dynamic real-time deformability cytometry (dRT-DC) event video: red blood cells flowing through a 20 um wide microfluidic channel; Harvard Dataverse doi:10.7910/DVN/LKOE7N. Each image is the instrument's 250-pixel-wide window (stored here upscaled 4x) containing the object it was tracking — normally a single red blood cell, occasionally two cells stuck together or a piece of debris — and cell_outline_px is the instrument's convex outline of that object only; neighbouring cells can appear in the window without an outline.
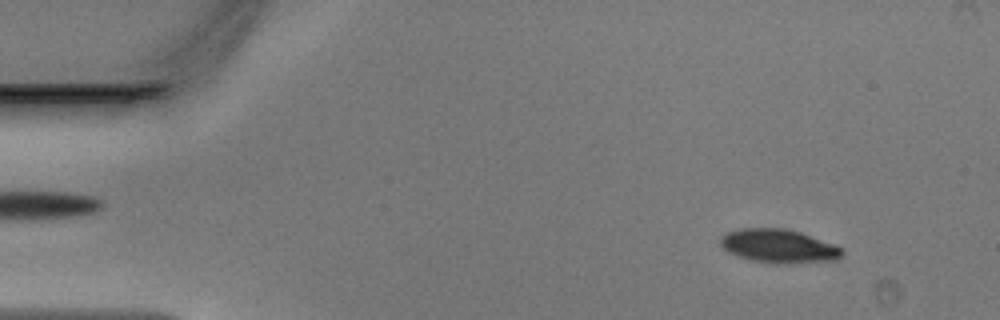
{"species": "Egyptian fruit bat (a non-hibernating species)", "species_latin": "Rousettus aegyptiacus", "temperature_condition": "warm", "stored_images_in_passage": 47, "camera_frame_rate_fps": 3000, "um_per_image_px": 0.085, "animal": {"sex": "male"}, "frame": {"image": 1, "passage_image": 4, "time_ms": 1.0, "image_size_px": [1000, 320], "cell_outline_px": [[844, 252], [836, 260], [752, 260], [728, 252], [720, 244], [720, 236], [724, 232], [740, 228], [784, 228], [800, 232], [836, 244], [844, 248]], "centroid_in_image_um": [66.15, 20.83], "position_along_channel_um": 18.8, "area_um2": 22.77}}
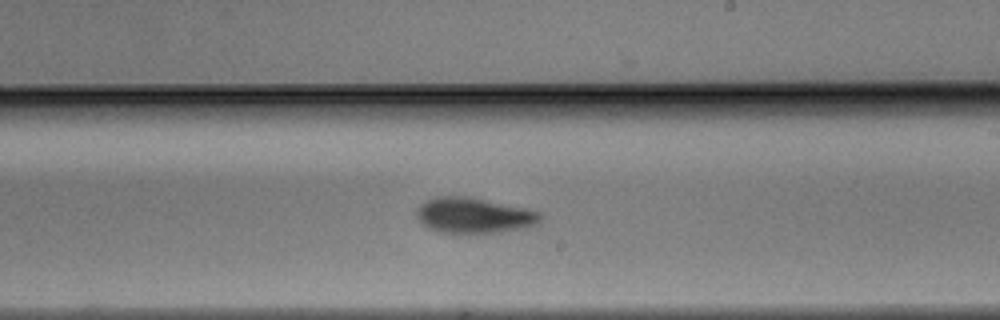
{"frame": {"image": 2, "passage_image": 27, "time_ms": 8.667, "image_size_px": [1000, 320], "cell_outline_px": [[540, 220], [536, 224], [524, 228], [500, 232], [440, 232], [424, 224], [416, 216], [416, 208], [420, 204], [436, 196], [468, 196], [524, 208], [540, 212]], "centroid_in_image_um": [40.27, 18.29], "position_along_channel_um": 248.7, "area_um2": 25.14}}
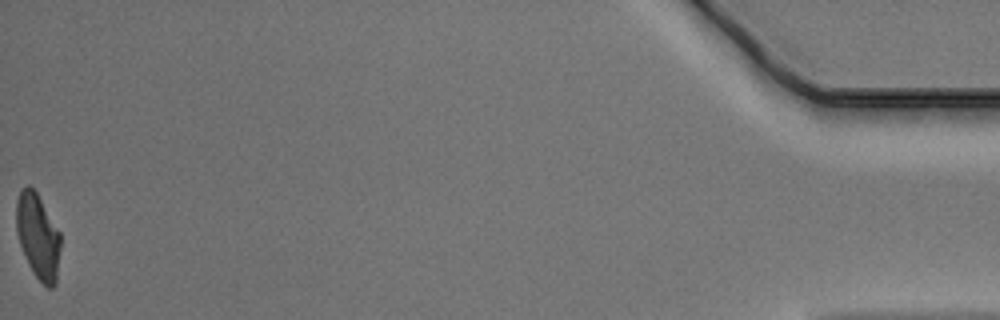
{"frame": {"image": 3, "passage_image": 47, "time_ms": 15.333, "image_size_px": [1000, 320], "cell_outline_px": [[60, 248], [56, 284], [52, 288], [48, 288], [32, 272], [24, 256], [16, 232], [16, 200], [20, 188], [28, 184], [36, 192], [60, 232]], "centroid_in_image_um": [3.21, 20.07], "position_along_channel_um": 432.0, "area_um2": 22.02}}